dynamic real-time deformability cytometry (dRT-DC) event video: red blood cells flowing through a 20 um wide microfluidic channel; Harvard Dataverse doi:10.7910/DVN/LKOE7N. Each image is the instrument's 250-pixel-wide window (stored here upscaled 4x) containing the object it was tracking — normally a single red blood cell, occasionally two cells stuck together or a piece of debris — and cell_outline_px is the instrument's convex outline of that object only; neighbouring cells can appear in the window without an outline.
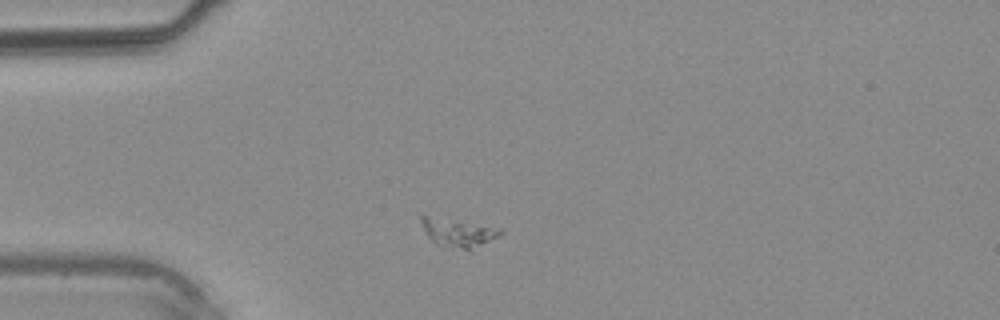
{"species": "common noctule bat (a hibernating species)", "species_latin": "Nyctalus noctula", "temperature_condition": "warm", "stored_images_in_passage": 3, "camera_frame_rate_fps": 3000, "um_per_image_px": 0.085, "animal": {"sex": "male", "body_mass_g": 20.4}, "frame": {"image": 1, "passage_image": 3, "time_ms": 3.333, "image_size_px": [1000, 320], "cell_outline_px": [[504, 232], [500, 236], [472, 252], [436, 244], [428, 236], [420, 220], [420, 216], [424, 216], [504, 228]], "centroid_in_image_um": [39.07, 19.84], "position_along_channel_um": 45.9, "area_um2": 13.12}}